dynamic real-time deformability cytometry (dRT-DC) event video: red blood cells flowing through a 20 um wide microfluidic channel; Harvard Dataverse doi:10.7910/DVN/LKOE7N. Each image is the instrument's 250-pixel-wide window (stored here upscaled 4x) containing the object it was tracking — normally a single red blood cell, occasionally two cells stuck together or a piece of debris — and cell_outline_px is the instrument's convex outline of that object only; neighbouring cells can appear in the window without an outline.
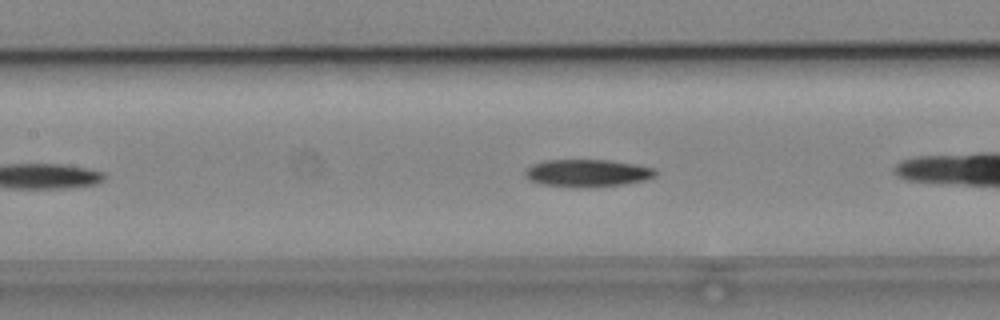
{"species": "common noctule bat (a hibernating species)", "species_latin": "Nyctalus noctula", "temperature_condition": "cold", "stored_images_in_passage": 24, "camera_frame_rate_fps": 3000, "um_per_image_px": 0.085, "animal": {"sex": "male", "body_mass_g": 19.2, "forearm_length_mm": 51.8}, "frame": {"image": 1, "passage_image": 8, "time_ms": 2.333, "image_size_px": [1000, 320], "cell_outline_px": [[656, 176], [644, 180], [620, 184], [544, 184], [528, 180], [524, 176], [524, 172], [532, 164], [544, 160], [612, 160], [636, 164], [656, 168]], "centroid_in_image_um": [49.95, 14.64], "position_along_channel_um": 157.5, "area_um2": 19.77}}